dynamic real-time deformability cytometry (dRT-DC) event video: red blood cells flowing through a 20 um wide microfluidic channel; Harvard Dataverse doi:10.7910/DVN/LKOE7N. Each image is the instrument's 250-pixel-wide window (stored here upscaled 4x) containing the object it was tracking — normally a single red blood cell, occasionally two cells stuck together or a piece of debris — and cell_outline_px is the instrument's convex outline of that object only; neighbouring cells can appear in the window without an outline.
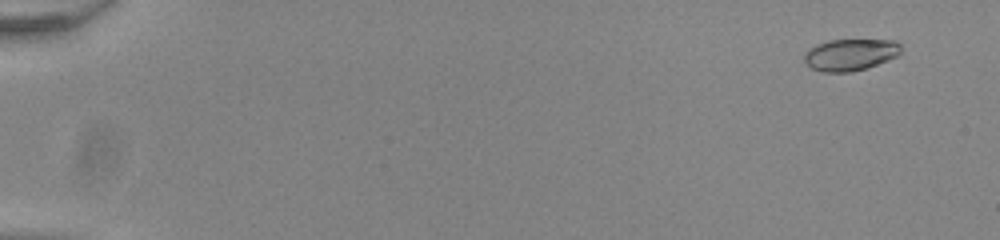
{"species": "common noctule bat (a hibernating species)", "species_latin": "Nyctalus noctula", "temperature_condition": "room temperature", "stored_images_in_passage": 55, "camera_frame_rate_fps": 3000, "um_per_image_px": 0.085, "animal": {"sex": "male", "body_mass_g": 20.0, "forearm_length_mm": 53.3}, "frame": {"image": 1, "passage_image": 4, "time_ms": 1.0, "image_size_px": [1000, 240], "cell_outline_px": [[900, 56], [868, 68], [848, 72], [824, 72], [812, 68], [804, 64], [804, 52], [808, 48], [816, 44], [828, 40], [896, 40], [900, 44]], "centroid_in_image_um": [72.27, 4.65], "position_along_channel_um": 12.7, "area_um2": 18.21}}
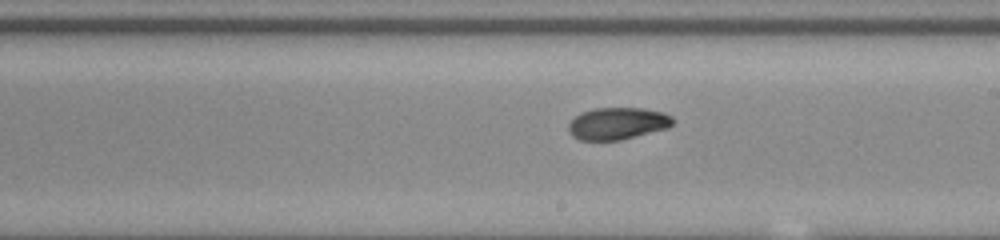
{"frame": {"image": 2, "passage_image": 34, "time_ms": 11.0, "image_size_px": [1000, 240], "cell_outline_px": [[676, 120], [668, 128], [620, 140], [580, 140], [572, 136], [568, 132], [568, 124], [580, 112], [592, 108], [640, 108], [664, 112], [672, 116]], "centroid_in_image_um": [52.49, 10.49], "position_along_channel_um": 236.5, "area_um2": 19.65}}
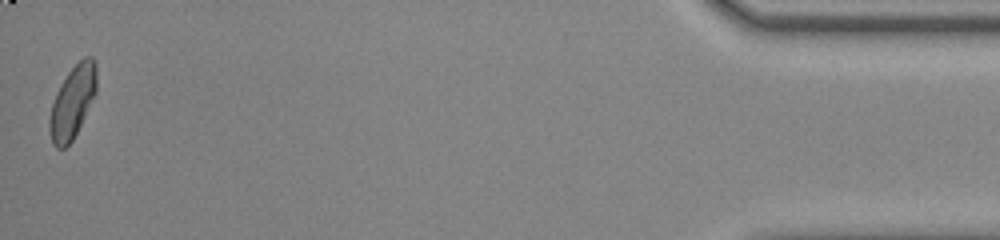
{"frame": {"image": 3, "passage_image": 55, "time_ms": 18.0, "image_size_px": [1000, 240], "cell_outline_px": [[96, 92], [72, 140], [64, 148], [56, 148], [52, 144], [48, 128], [48, 120], [52, 104], [56, 92], [60, 84], [68, 72], [84, 56], [92, 56], [96, 64]], "centroid_in_image_um": [6.14, 8.66], "position_along_channel_um": 429.1, "area_um2": 19.65}, "authors_computed_cell_mechanics": {"area_um2": 19.4786, "velocity_mm_per_s": 3.8985, "shape_relaxation_time_tau1_ms": 6.6155, "shape_relaxation_time_tau2_ms": 5.5915, "deformation_change_tau1": 0.1777, "deformation_change_tau2": 0.0783}}